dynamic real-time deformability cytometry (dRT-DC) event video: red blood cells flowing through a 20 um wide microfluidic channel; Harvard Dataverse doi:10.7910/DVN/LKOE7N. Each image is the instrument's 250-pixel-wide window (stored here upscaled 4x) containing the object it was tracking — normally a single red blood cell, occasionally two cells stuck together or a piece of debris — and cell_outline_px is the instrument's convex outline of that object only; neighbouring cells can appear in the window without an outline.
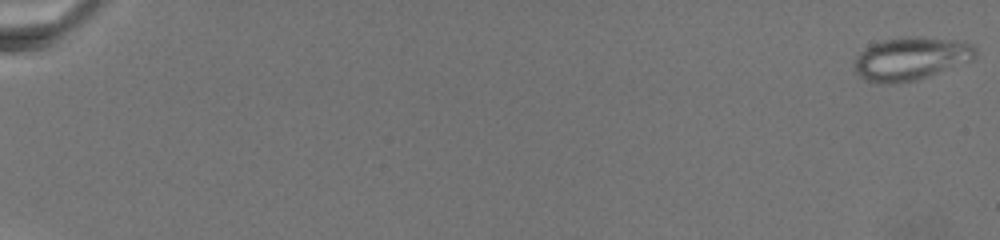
{"species": "common noctule bat (a hibernating species)", "species_latin": "Nyctalus noctula", "temperature_condition": "warm", "stored_images_in_passage": 25, "camera_frame_rate_fps": 3000, "um_per_image_px": 0.085, "animal": {"sex": "female", "body_mass_g": 19.5, "forearm_length_mm": 54.1}, "frame": {"image": 1, "passage_image": 1, "time_ms": 0.0, "image_size_px": [1000, 240], "cell_outline_px": [[976, 60], [916, 80], [892, 84], [872, 84], [864, 80], [856, 72], [852, 64], [856, 56], [864, 48], [880, 40], [900, 36], [920, 36], [964, 40], [972, 44], [976, 48]], "centroid_in_image_um": [77.43, 4.97], "position_along_channel_um": 7.6, "area_um2": 31.44}}
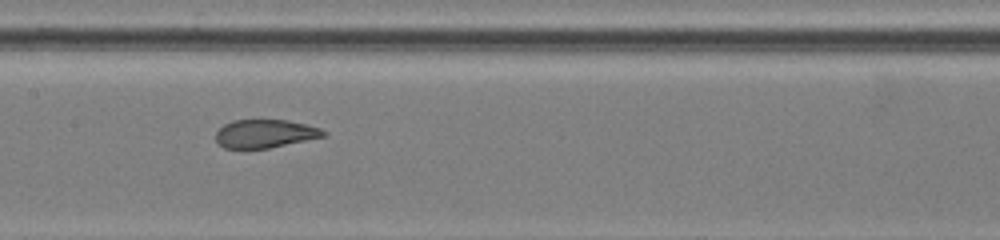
{"frame": {"image": 2, "passage_image": 14, "time_ms": 14.0, "image_size_px": [1000, 240], "cell_outline_px": [[328, 136], [268, 148], [224, 148], [216, 140], [216, 132], [224, 124], [232, 120], [288, 120], [320, 128], [328, 132]], "centroid_in_image_um": [22.56, 11.36], "position_along_channel_um": 184.8, "area_um2": 17.74}}
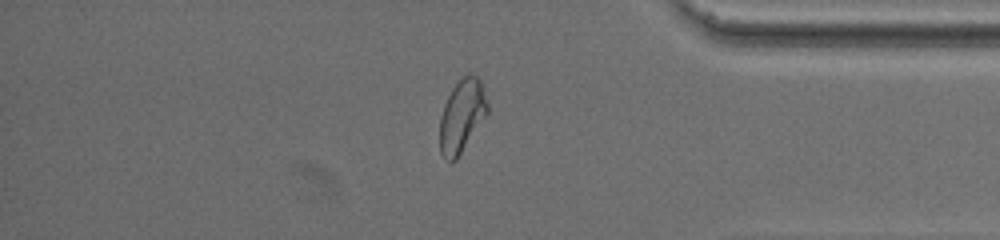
{"frame": {"image": 3, "passage_image": 22, "time_ms": 22.0, "image_size_px": [1000, 240], "cell_outline_px": [[488, 112], [456, 160], [452, 164], [444, 160], [440, 152], [440, 116], [444, 104], [452, 88], [468, 72], [476, 76], [480, 80], [488, 104]], "centroid_in_image_um": [39.24, 9.88], "position_along_channel_um": 396.0, "area_um2": 20.17}}